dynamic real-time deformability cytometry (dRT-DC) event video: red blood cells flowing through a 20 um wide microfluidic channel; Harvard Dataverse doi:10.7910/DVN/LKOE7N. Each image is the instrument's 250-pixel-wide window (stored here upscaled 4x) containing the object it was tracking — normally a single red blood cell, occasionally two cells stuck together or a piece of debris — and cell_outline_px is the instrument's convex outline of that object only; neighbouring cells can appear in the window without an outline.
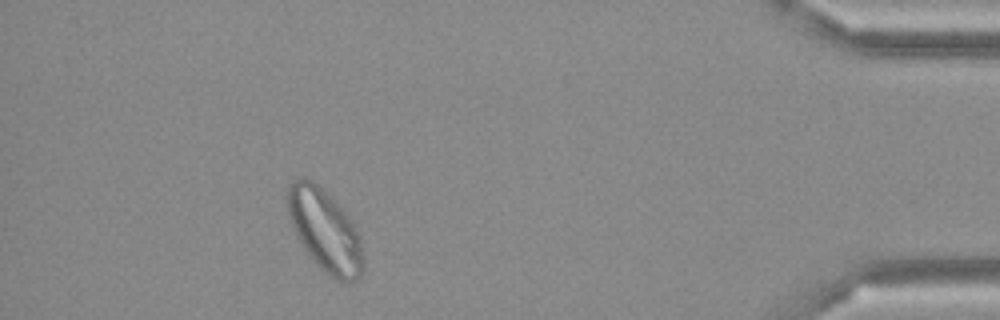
{"species": "Egyptian fruit bat (a non-hibernating species)", "species_latin": "Rousettus aegyptiacus", "temperature_condition": "cold", "stored_images_in_passage": 37, "camera_frame_rate_fps": 3000, "um_per_image_px": 0.085, "frame": {"image": 1, "passage_image": 32, "time_ms": 10.333, "image_size_px": [1000, 320], "cell_outline_px": [[364, 272], [356, 280], [348, 284], [344, 284], [336, 280], [324, 272], [312, 260], [296, 236], [288, 216], [284, 200], [284, 196], [288, 184], [300, 176], [304, 176], [312, 180], [336, 200], [344, 208], [352, 220], [356, 228], [360, 240], [364, 256]], "centroid_in_image_um": [27.6, 19.58], "position_along_channel_um": 407.6, "area_um2": 37.51}}